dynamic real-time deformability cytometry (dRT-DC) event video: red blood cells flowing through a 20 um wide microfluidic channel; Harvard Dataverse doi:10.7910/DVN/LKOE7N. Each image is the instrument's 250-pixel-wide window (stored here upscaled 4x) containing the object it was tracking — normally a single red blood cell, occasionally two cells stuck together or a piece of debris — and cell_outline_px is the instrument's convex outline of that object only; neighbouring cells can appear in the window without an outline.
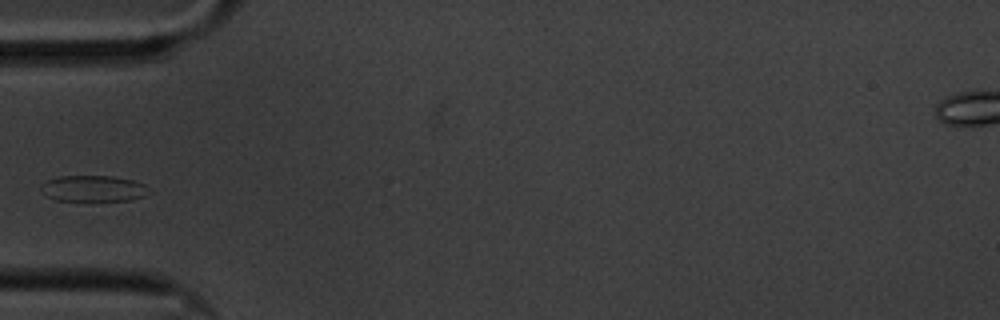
{"species": "common noctule bat (a hibernating species)", "species_latin": "Nyctalus noctula", "temperature_condition": "cold", "stored_images_in_passage": 42, "camera_frame_rate_fps": 3000, "um_per_image_px": 0.085, "animal": {"sex": "male", "body_mass_g": 20.1, "forearm_length_mm": 53.5}, "frame": {"image": 1, "passage_image": 1, "time_ms": 0.0, "image_size_px": [1000, 320], "cell_outline_px": [[152, 192], [144, 196], [128, 200], [56, 200], [48, 196], [40, 188], [48, 180], [60, 176], [112, 176], [132, 180], [144, 184]], "centroid_in_image_um": [7.98, 16.02], "position_along_channel_um": 77.0, "area_um2": 16.13}}
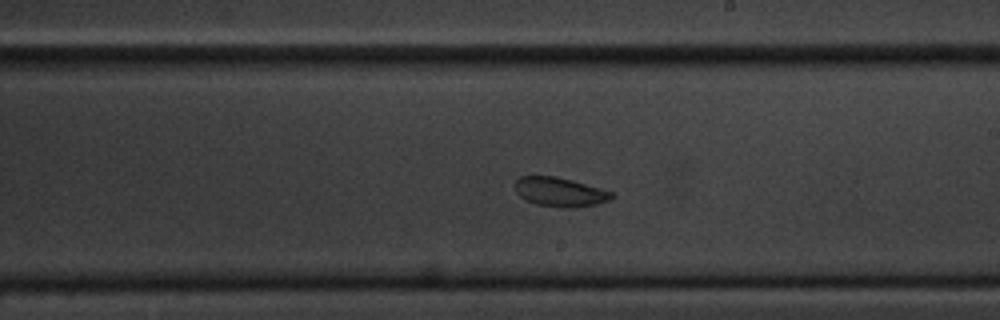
{"frame": {"image": 2, "passage_image": 16, "time_ms": 5.0, "image_size_px": [1000, 320], "cell_outline_px": [[616, 196], [608, 200], [596, 204], [576, 208], [560, 208], [536, 204], [524, 200], [516, 192], [516, 180], [520, 176], [556, 176], [572, 180], [600, 188], [612, 192]], "centroid_in_image_um": [47.59, 16.33], "position_along_channel_um": 241.4, "area_um2": 16.53}}
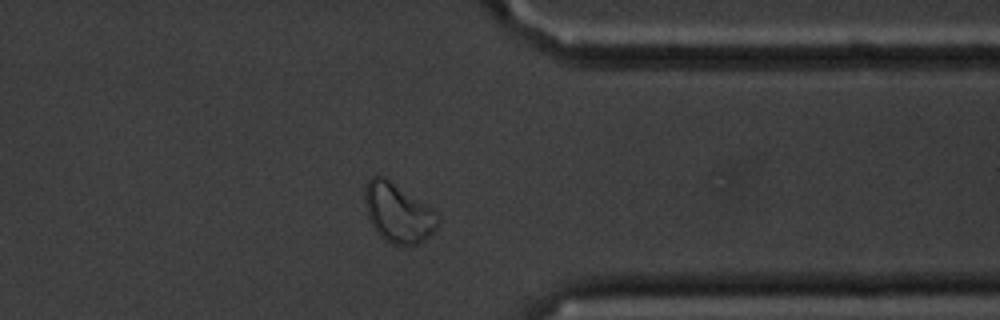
{"frame": {"image": 3, "passage_image": 29, "time_ms": 9.333, "image_size_px": [1000, 320], "cell_outline_px": [[440, 224], [424, 240], [416, 244], [392, 244], [384, 240], [376, 232], [368, 216], [364, 204], [364, 188], [368, 180], [372, 176], [384, 176], [424, 204], [440, 220]], "centroid_in_image_um": [33.77, 18.1], "position_along_channel_um": 377.6, "area_um2": 24.62}}